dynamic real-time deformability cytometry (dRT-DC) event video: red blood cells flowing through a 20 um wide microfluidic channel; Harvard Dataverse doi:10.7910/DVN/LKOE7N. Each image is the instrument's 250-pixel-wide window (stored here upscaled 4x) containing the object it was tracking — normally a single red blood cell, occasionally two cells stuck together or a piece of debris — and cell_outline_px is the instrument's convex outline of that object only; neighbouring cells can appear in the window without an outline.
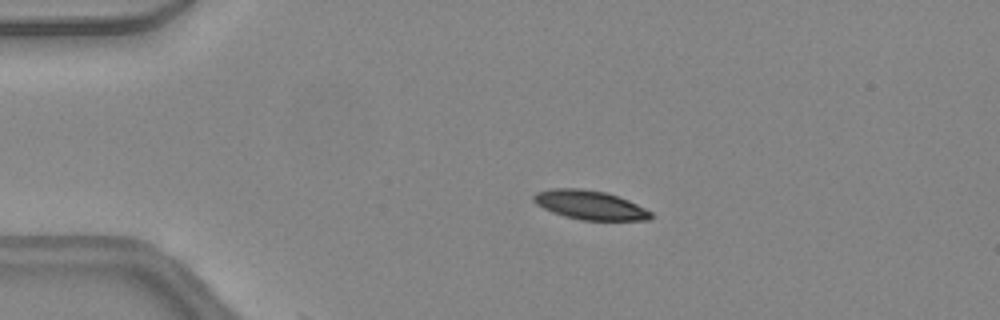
{"species": "common noctule bat (a hibernating species)", "species_latin": "Nyctalus noctula", "temperature_condition": "warm", "stored_images_in_passage": 13, "camera_frame_rate_fps": 3000, "um_per_image_px": 0.085, "animal": {"sex": "female", "body_mass_g": 24.6, "forearm_length_mm": 56.2}, "frame": {"image": 1, "passage_image": 10, "time_ms": 3.0, "image_size_px": [1000, 320], "cell_outline_px": [[652, 216], [648, 220], [580, 220], [564, 216], [552, 212], [536, 204], [532, 200], [532, 196], [536, 192], [552, 188], [580, 188], [604, 192], [628, 200], [652, 212]], "centroid_in_image_um": [50.1, 17.42], "position_along_channel_um": 34.9, "area_um2": 19.77}}